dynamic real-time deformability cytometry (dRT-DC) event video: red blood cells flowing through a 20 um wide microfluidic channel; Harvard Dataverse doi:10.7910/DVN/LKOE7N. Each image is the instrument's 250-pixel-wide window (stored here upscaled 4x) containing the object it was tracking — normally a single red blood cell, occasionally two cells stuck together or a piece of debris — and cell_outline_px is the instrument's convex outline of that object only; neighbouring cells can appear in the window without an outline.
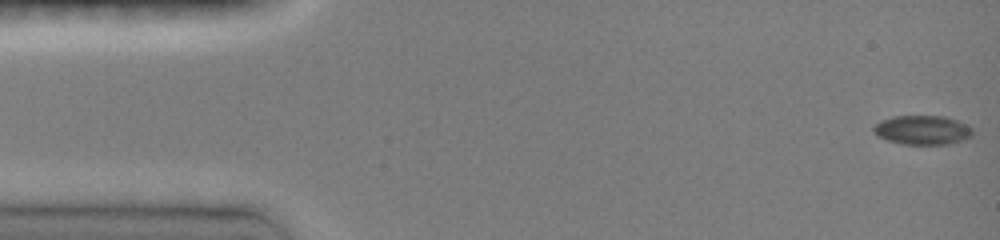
{"species": "common noctule bat (a hibernating species)", "species_latin": "Nyctalus noctula", "temperature_condition": "room temperature", "stored_images_in_passage": 9, "camera_frame_rate_fps": 3000, "um_per_image_px": 0.085, "animal": {"sex": "female", "body_mass_g": 19.0, "forearm_length_mm": 51.5}, "frame": {"image": 1, "passage_image": 1, "time_ms": 0.0, "image_size_px": [1000, 240], "cell_outline_px": [[972, 136], [964, 140], [948, 144], [900, 144], [888, 140], [872, 132], [872, 128], [880, 120], [892, 116], [944, 116], [956, 120], [972, 128]], "centroid_in_image_um": [78.39, 11.05], "position_along_channel_um": 6.6, "area_um2": 16.82}}
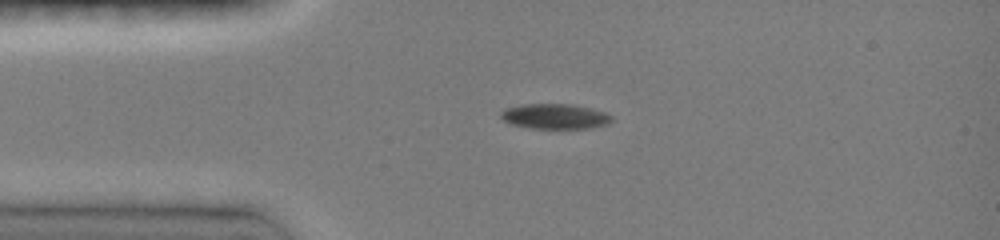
{"frame": {"image": 2, "passage_image": 7, "time_ms": 3.333, "image_size_px": [1000, 240], "cell_outline_px": [[612, 120], [608, 124], [592, 128], [528, 128], [512, 124], [504, 120], [500, 116], [500, 112], [504, 108], [520, 104], [572, 104], [592, 108], [604, 112], [612, 116]], "centroid_in_image_um": [47.16, 9.88], "position_along_channel_um": 37.8, "area_um2": 16.36}}